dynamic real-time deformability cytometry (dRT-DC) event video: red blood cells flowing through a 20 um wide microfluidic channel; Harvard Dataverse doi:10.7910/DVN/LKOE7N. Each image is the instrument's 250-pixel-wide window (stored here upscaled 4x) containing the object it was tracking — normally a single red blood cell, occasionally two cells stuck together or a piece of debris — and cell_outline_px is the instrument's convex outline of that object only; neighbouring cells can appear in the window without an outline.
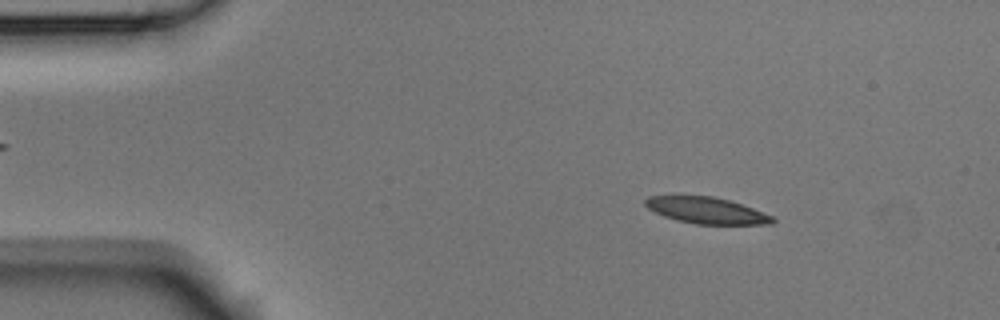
{"species": "Egyptian fruit bat (a non-hibernating species)", "species_latin": "Rousettus aegyptiacus", "temperature_condition": "room temperature", "stored_images_in_passage": 5, "camera_frame_rate_fps": 3000, "um_per_image_px": 0.085, "animal": {"sex": "male"}, "frame": {"image": 1, "passage_image": 3, "time_ms": 0.667, "image_size_px": [1000, 320], "cell_outline_px": [[776, 220], [772, 224], [696, 224], [676, 220], [664, 216], [648, 208], [644, 204], [644, 200], [648, 196], [712, 196], [728, 200], [752, 208], [772, 216]], "centroid_in_image_um": [60.03, 17.89], "position_along_channel_um": 25.0, "area_um2": 19.31}}